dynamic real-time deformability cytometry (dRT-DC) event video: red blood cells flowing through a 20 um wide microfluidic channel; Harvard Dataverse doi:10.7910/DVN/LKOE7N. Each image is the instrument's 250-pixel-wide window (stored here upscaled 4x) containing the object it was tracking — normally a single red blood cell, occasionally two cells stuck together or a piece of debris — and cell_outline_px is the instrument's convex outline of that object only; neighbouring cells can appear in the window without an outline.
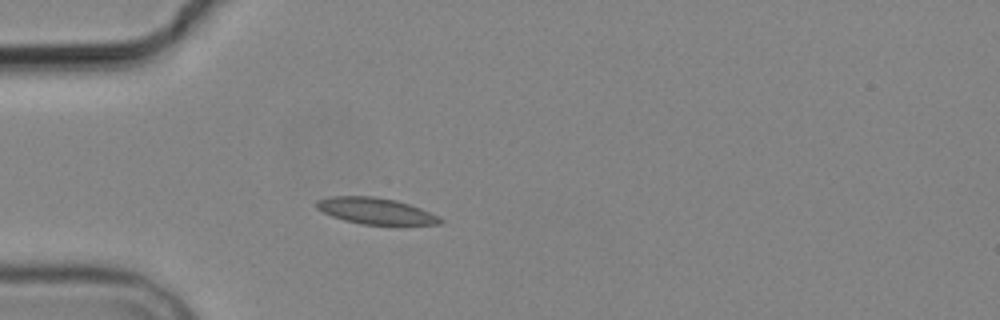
{"species": "common noctule bat (a hibernating species)", "species_latin": "Nyctalus noctula", "temperature_condition": "cold", "stored_images_in_passage": 3, "camera_frame_rate_fps": 3000, "um_per_image_px": 0.085, "animal": {"sex": "male", "body_mass_g": 19.2, "forearm_length_mm": 51.8}, "frame": {"image": 1, "passage_image": 3, "time_ms": 3.0, "image_size_px": [1000, 320], "cell_outline_px": [[444, 220], [440, 224], [364, 224], [344, 220], [332, 216], [316, 208], [316, 200], [328, 196], [376, 196], [396, 200], [420, 208], [440, 216]], "centroid_in_image_um": [31.92, 17.91], "position_along_channel_um": 53.1, "area_um2": 18.84}}